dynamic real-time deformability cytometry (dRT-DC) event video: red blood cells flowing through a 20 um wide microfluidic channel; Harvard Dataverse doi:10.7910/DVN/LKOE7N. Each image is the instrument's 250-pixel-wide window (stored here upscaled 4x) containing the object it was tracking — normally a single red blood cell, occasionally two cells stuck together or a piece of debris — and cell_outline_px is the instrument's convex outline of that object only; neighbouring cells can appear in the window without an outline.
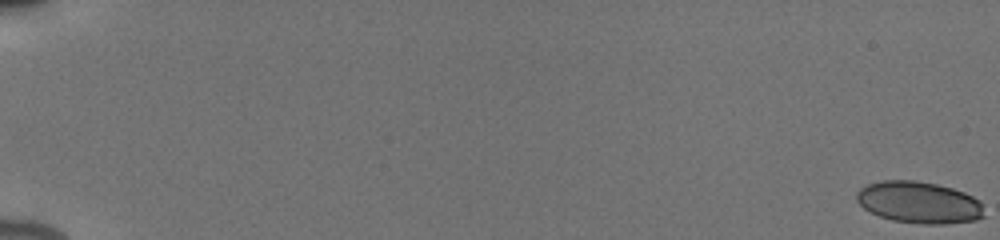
{"species": "human", "species_latin": "Homo sapiens", "temperature_condition": "cold", "stored_images_in_passage": 56, "camera_frame_rate_fps": 3000, "um_per_image_px": 0.085, "donor": {"sex": "male"}, "frame": {"image": 1, "passage_image": 1, "time_ms": 0.0, "image_size_px": [1000, 240], "cell_outline_px": [[984, 216], [976, 220], [944, 224], [924, 224], [892, 220], [880, 216], [864, 208], [856, 200], [856, 192], [860, 188], [868, 184], [880, 180], [916, 180], [936, 184], [952, 188], [964, 192], [980, 200]], "centroid_in_image_um": [78.11, 17.2], "position_along_channel_um": 6.9, "area_um2": 31.04}}
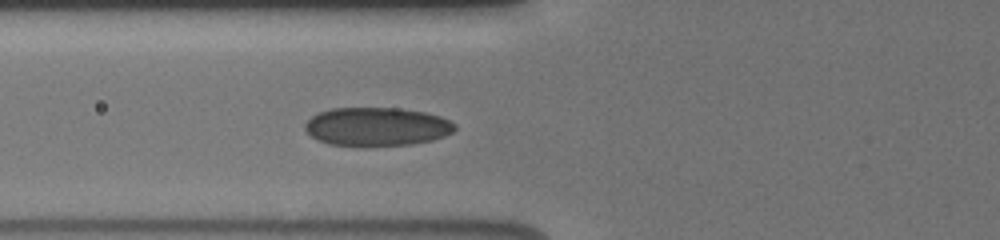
{"frame": {"image": 2, "passage_image": 24, "time_ms": 7.667, "image_size_px": [1000, 240], "cell_outline_px": [[456, 128], [452, 132], [444, 136], [432, 140], [412, 144], [328, 144], [312, 136], [304, 128], [304, 124], [312, 116], [320, 112], [332, 108], [400, 108], [424, 112], [440, 116], [456, 124]], "centroid_in_image_um": [32.05, 10.73], "position_along_channel_um": 93.7, "area_um2": 32.95}}
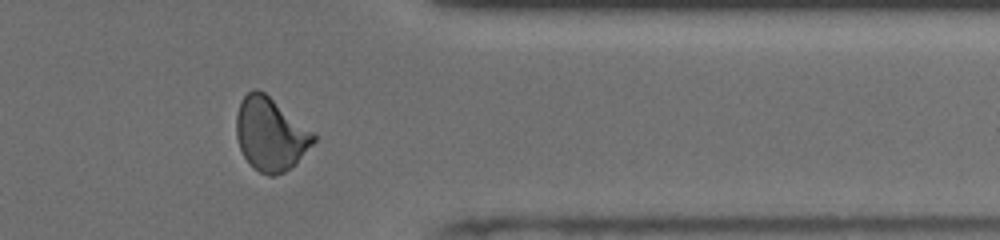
{"frame": {"image": 3, "passage_image": 47, "time_ms": 15.333, "image_size_px": [1000, 240], "cell_outline_px": [[316, 140], [296, 164], [284, 172], [272, 176], [268, 176], [260, 172], [244, 156], [240, 148], [236, 136], [236, 116], [240, 100], [252, 88], [256, 88], [264, 92], [316, 132]], "centroid_in_image_um": [23.01, 11.38], "position_along_channel_um": 388.4, "area_um2": 33.12}, "authors_computed_cell_mechanics": {"area_um2": 32.3391, "velocity_mm_per_s": 3.9259, "shape_relaxation_time_tau1_ms": 5.7957, "shape_relaxation_time_tau2_ms": 1.2045, "deformation_change_tau1": 0.1366, "deformation_change_tau2": 0.0561}}